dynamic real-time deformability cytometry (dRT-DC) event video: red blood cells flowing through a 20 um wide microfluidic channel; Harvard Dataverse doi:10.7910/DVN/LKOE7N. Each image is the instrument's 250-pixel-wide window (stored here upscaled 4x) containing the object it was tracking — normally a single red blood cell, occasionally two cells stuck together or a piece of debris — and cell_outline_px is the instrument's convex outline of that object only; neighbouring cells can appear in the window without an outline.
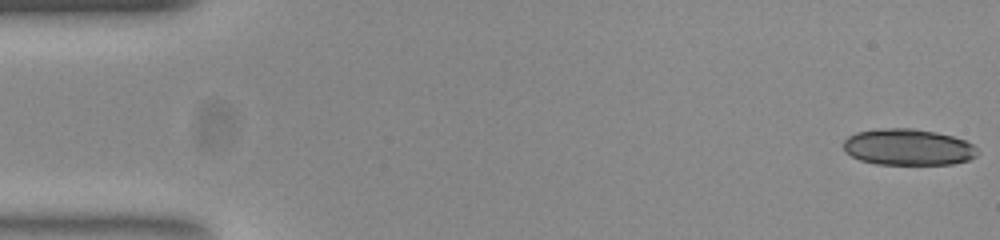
{"species": "common noctule bat (a hibernating species)", "species_latin": "Nyctalus noctula", "temperature_condition": "room temperature", "stored_images_in_passage": 40, "camera_frame_rate_fps": 3000, "um_per_image_px": 0.085, "animal": {"sex": "female", "body_mass_g": 23.0, "forearm_length_mm": 53.4}, "frame": {"image": 1, "passage_image": 1, "time_ms": 0.0, "image_size_px": [1000, 240], "cell_outline_px": [[976, 156], [968, 160], [952, 164], [876, 164], [860, 160], [844, 152], [844, 140], [848, 136], [856, 132], [880, 128], [912, 128], [936, 132], [952, 136], [964, 140], [972, 144], [976, 148]], "centroid_in_image_um": [77.15, 12.5], "position_along_channel_um": 7.8, "area_um2": 28.38}}
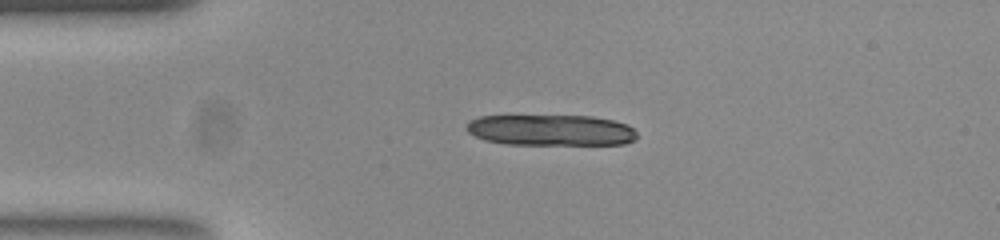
{"frame": {"image": 2, "passage_image": 12, "time_ms": 3.667, "image_size_px": [1000, 240], "cell_outline_px": [[636, 140], [624, 144], [504, 144], [484, 140], [468, 132], [464, 128], [468, 120], [480, 116], [592, 116], [612, 120], [628, 124], [636, 132]], "centroid_in_image_um": [46.8, 11.06], "position_along_channel_um": 38.2, "area_um2": 30.92}}